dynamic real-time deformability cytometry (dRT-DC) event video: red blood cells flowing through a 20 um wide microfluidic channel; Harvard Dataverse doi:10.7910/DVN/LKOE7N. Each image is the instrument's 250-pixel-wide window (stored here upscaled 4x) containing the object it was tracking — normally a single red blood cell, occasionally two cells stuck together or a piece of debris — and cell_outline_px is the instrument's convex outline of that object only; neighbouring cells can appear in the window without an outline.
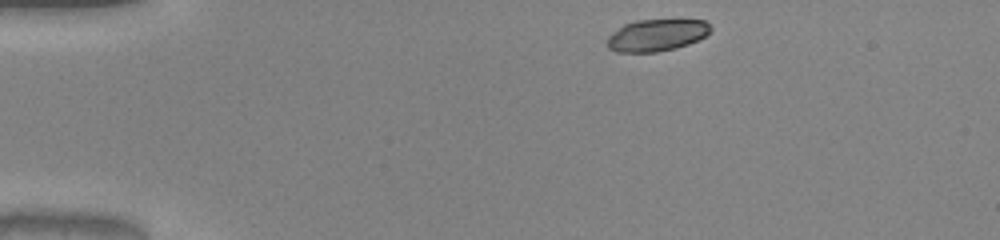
{"species": "common noctule bat (a hibernating species)", "species_latin": "Nyctalus noctula", "temperature_condition": "warm", "stored_images_in_passage": 43, "camera_frame_rate_fps": 3000, "um_per_image_px": 0.085, "animal": {"sex": "male", "body_mass_g": 20.0, "forearm_length_mm": 53.3}, "frame": {"image": 1, "passage_image": 1, "time_ms": 0.0, "image_size_px": [1000, 240], "cell_outline_px": [[712, 28], [704, 36], [688, 44], [676, 48], [656, 52], [616, 52], [608, 48], [608, 36], [624, 24], [636, 20], [704, 20]], "centroid_in_image_um": [55.79, 2.99], "position_along_channel_um": 29.2, "area_um2": 19.02}}
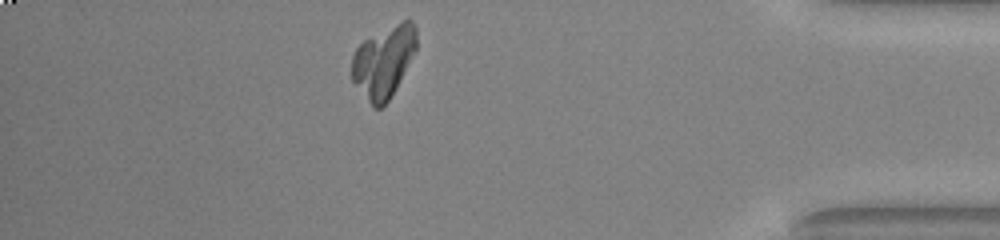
{"frame": {"image": 2, "passage_image": 37, "time_ms": 12.0, "image_size_px": [1000, 240], "cell_outline_px": [[416, 48], [388, 100], [380, 108], [372, 108], [352, 80], [352, 56], [356, 48], [364, 40], [404, 20], [412, 20], [416, 28]], "centroid_in_image_um": [32.57, 5.25], "position_along_channel_um": 402.6, "area_um2": 26.24}}